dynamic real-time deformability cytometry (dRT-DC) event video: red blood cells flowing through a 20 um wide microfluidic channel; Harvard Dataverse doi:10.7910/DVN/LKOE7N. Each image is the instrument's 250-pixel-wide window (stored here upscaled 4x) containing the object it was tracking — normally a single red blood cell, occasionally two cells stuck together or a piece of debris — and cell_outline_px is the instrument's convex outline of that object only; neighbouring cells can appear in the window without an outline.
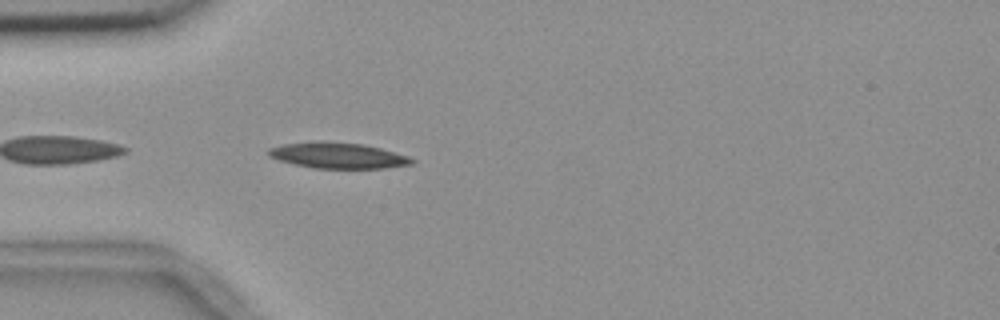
{"species": "common noctule bat (a hibernating species)", "species_latin": "Nyctalus noctula", "temperature_condition": "room temperature", "stored_images_in_passage": 38, "camera_frame_rate_fps": 3000, "um_per_image_px": 0.085, "animal": {"sex": "female", "body_mass_g": 18.4}, "frame": {"image": 1, "passage_image": 2, "time_ms": 0.333, "image_size_px": [1000, 320], "cell_outline_px": [[416, 160], [412, 164], [384, 168], [312, 168], [280, 160], [268, 156], [268, 148], [284, 144], [364, 144], [380, 148], [408, 156]], "centroid_in_image_um": [28.79, 13.26], "position_along_channel_um": 56.2, "area_um2": 20.4}}
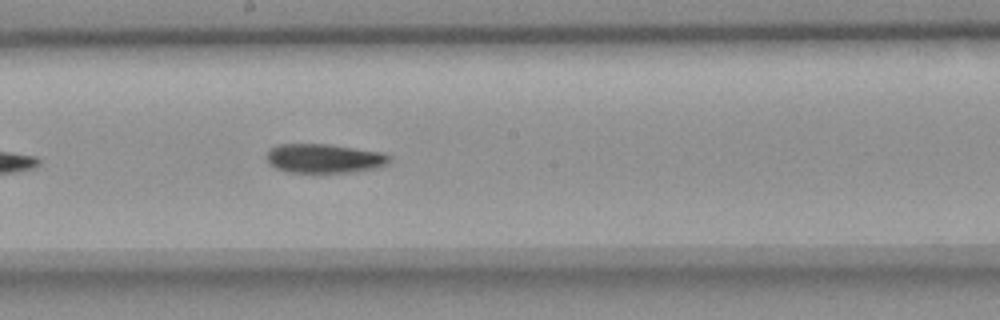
{"frame": {"image": 2, "passage_image": 16, "time_ms": 5.0, "image_size_px": [1000, 320], "cell_outline_px": [[392, 160], [388, 164], [376, 168], [356, 172], [288, 172], [276, 168], [268, 164], [268, 152], [272, 148], [280, 144], [328, 144], [384, 152], [392, 156]], "centroid_in_image_um": [27.64, 13.47], "position_along_channel_um": 220.6, "area_um2": 20.98}}
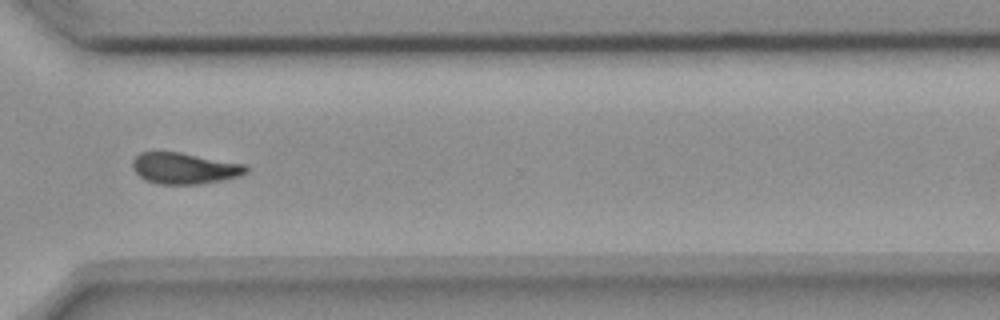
{"frame": {"image": 3, "passage_image": 27, "time_ms": 8.667, "image_size_px": [1000, 320], "cell_outline_px": [[248, 172], [240, 176], [220, 180], [196, 184], [160, 184], [144, 180], [132, 168], [132, 160], [140, 152], [180, 152], [248, 164]], "centroid_in_image_um": [15.7, 14.29], "position_along_channel_um": 354.9, "area_um2": 20.75}, "authors_computed_cell_mechanics": {"area_um2": 21.0392, "velocity_mm_per_s": 3.6549, "shape_relaxation_time_tau1_ms": 7.9991, "shape_relaxation_time_tau2_ms": 7.3028, "deformation_change_tau1": 0.2072, "deformation_change_tau2": 0.1502}}